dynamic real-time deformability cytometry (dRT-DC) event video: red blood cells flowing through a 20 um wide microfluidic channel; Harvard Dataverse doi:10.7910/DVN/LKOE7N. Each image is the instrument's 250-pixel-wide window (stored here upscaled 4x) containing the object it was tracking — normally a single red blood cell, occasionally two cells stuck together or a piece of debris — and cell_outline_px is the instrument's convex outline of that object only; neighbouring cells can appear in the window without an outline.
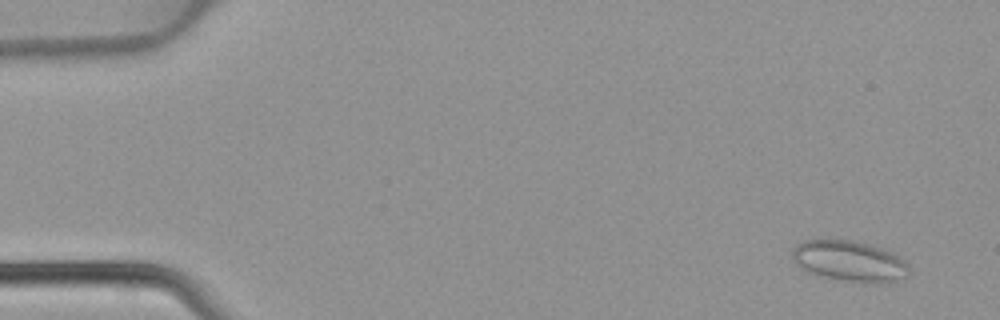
{"species": "common noctule bat (a hibernating species)", "species_latin": "Nyctalus noctula", "temperature_condition": "warm", "stored_images_in_passage": 46, "camera_frame_rate_fps": 3000, "um_per_image_px": 0.085, "animal": {"sex": "female", "body_mass_g": 22.7, "forearm_length_mm": 54.2}, "frame": {"image": 1, "passage_image": 3, "time_ms": 0.667, "image_size_px": [1000, 320], "cell_outline_px": [[908, 272], [904, 276], [896, 280], [884, 284], [864, 284], [840, 280], [808, 272], [800, 268], [792, 260], [792, 248], [796, 244], [804, 240], [852, 240], [868, 244], [892, 252], [904, 260], [908, 264]], "centroid_in_image_um": [72.18, 22.21], "position_along_channel_um": 12.8, "area_um2": 27.98}}
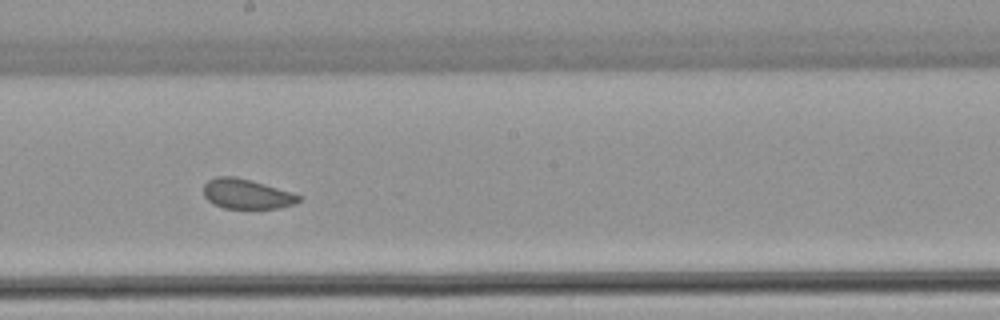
{"frame": {"image": 2, "passage_image": 26, "time_ms": 8.333, "image_size_px": [1000, 320], "cell_outline_px": [[300, 200], [292, 204], [280, 208], [224, 208], [212, 204], [204, 196], [204, 184], [208, 180], [216, 176], [236, 176], [292, 192], [300, 196]], "centroid_in_image_um": [20.92, 16.48], "position_along_channel_um": 227.3, "area_um2": 16.47}}
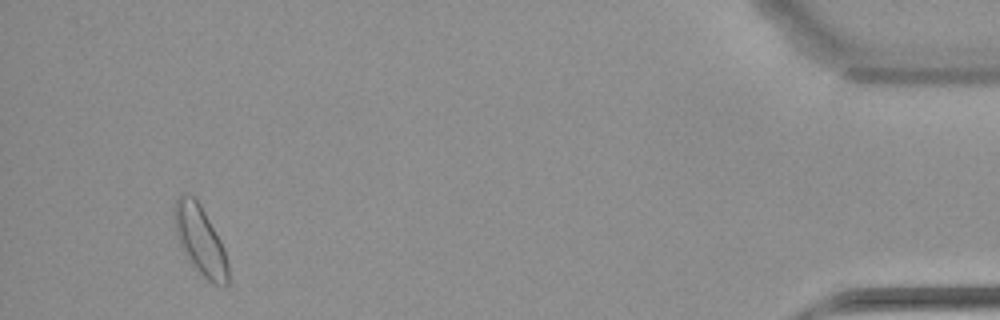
{"frame": {"image": 3, "passage_image": 44, "time_ms": 14.333, "image_size_px": [1000, 320], "cell_outline_px": [[228, 284], [224, 288], [212, 284], [192, 264], [184, 252], [180, 244], [176, 232], [176, 196], [184, 192], [192, 196], [200, 204], [220, 240], [224, 248], [228, 264]], "centroid_in_image_um": [17.06, 20.46], "position_along_channel_um": 418.1, "area_um2": 21.1}}